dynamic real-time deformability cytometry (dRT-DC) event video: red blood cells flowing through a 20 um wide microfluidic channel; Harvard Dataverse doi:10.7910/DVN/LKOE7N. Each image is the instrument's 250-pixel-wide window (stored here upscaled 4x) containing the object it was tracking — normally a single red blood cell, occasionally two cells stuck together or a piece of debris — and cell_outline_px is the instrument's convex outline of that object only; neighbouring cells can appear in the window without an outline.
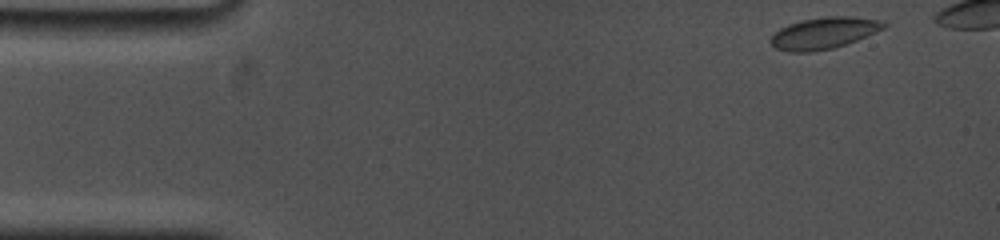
{"species": "common noctule bat (a hibernating species)", "species_latin": "Nyctalus noctula", "temperature_condition": "cold", "stored_images_in_passage": 37, "camera_frame_rate_fps": 5000, "um_per_image_px": 0.085, "animal": {"sex": "female", "body_mass_g": 19.0, "forearm_length_mm": 53.3}, "frame": {"image": 1, "passage_image": 1, "time_ms": 0.0, "image_size_px": [1000, 240], "cell_outline_px": [[888, 24], [884, 28], [876, 32], [856, 40], [832, 48], [812, 52], [788, 52], [776, 48], [772, 44], [772, 36], [780, 28], [788, 24], [800, 20], [828, 16], [852, 16], [880, 20]], "centroid_in_image_um": [70.04, 2.8], "position_along_channel_um": 15.0, "area_um2": 20.63}}
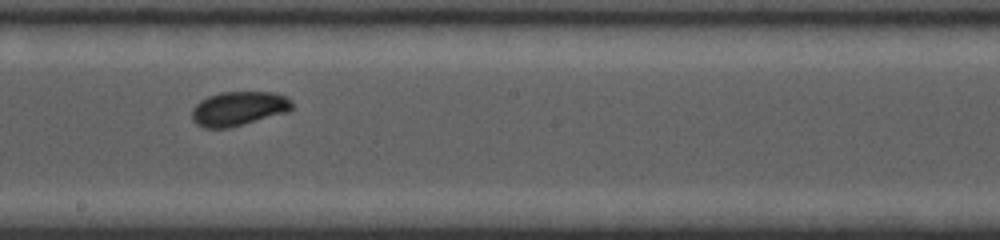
{"frame": {"image": 2, "passage_image": 21, "time_ms": 8.4, "image_size_px": [1000, 240], "cell_outline_px": [[292, 108], [288, 112], [244, 124], [228, 128], [204, 128], [196, 124], [192, 120], [192, 108], [200, 100], [208, 96], [220, 92], [276, 92], [284, 96], [292, 104]], "centroid_in_image_um": [20.24, 9.23], "position_along_channel_um": 228.0, "area_um2": 20.0}}
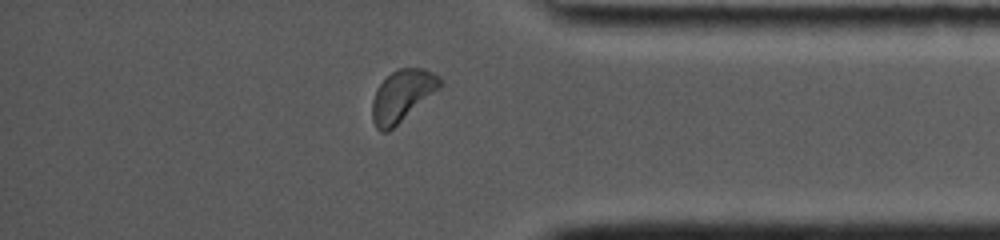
{"frame": {"image": 3, "passage_image": 34, "time_ms": 13.2, "image_size_px": [1000, 240], "cell_outline_px": [[444, 84], [440, 88], [388, 132], [380, 132], [376, 128], [372, 120], [372, 100], [376, 88], [392, 72], [400, 68], [424, 68], [440, 76], [444, 80]], "centroid_in_image_um": [34.2, 8.13], "position_along_channel_um": 401.0, "area_um2": 20.4}}